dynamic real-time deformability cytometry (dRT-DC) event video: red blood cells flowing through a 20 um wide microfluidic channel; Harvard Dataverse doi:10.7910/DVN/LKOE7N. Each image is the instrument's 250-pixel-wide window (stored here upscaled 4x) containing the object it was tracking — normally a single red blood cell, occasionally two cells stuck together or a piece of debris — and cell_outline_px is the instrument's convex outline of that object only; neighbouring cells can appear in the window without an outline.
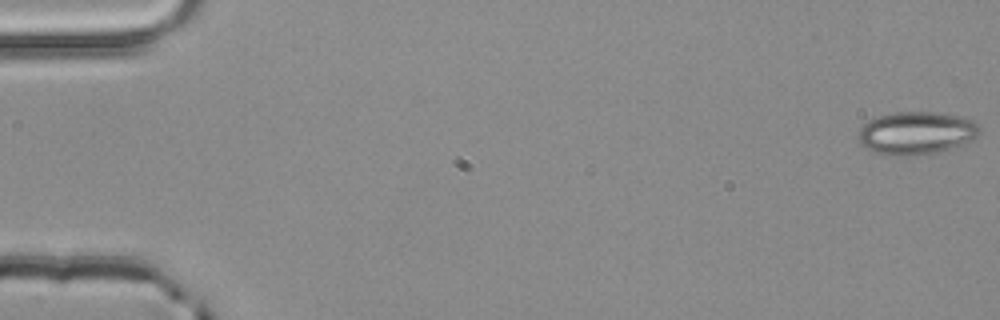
{"species": "common noctule bat (a hibernating species)", "species_latin": "Nyctalus noctula", "temperature_condition": "room temperature", "stored_images_in_passage": 5, "camera_frame_rate_fps": 3000, "um_per_image_px": 0.085, "animal": {"sex": "male", "body_mass_g": 20.4}, "frame": {"image": 1, "passage_image": 1, "time_ms": 0.0, "image_size_px": [1000, 320], "cell_outline_px": [[980, 132], [972, 140], [936, 152], [908, 156], [884, 156], [860, 144], [856, 136], [860, 128], [868, 120], [880, 116], [896, 112], [936, 112], [964, 116], [980, 124]], "centroid_in_image_um": [77.87, 11.3], "position_along_channel_um": 7.1, "area_um2": 30.4}}